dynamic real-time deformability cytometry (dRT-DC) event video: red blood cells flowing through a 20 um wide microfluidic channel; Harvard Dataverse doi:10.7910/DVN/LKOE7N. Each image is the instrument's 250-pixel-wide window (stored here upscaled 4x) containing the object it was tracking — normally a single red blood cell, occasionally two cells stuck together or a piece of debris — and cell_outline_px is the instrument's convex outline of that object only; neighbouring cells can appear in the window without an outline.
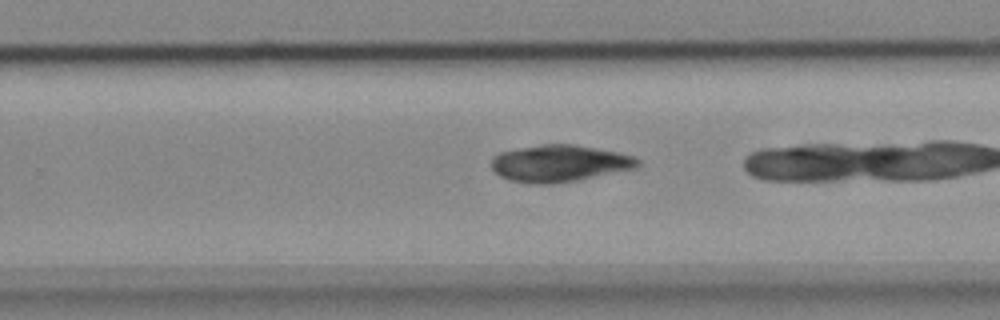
{"species": "common noctule bat (a hibernating species)", "species_latin": "Nyctalus noctula", "temperature_condition": "cold", "stored_images_in_passage": 16, "camera_frame_rate_fps": 3000, "um_per_image_px": 0.085, "animal": {"sex": "female", "body_mass_g": 18.4}, "frame": {"image": 1, "passage_image": 14, "time_ms": 4.333, "image_size_px": [1000, 320], "cell_outline_px": [[640, 164], [636, 168], [576, 180], [540, 184], [512, 180], [500, 176], [492, 168], [492, 156], [500, 152], [540, 144], [576, 144], [636, 156], [640, 160]], "centroid_in_image_um": [47.58, 13.86], "position_along_channel_um": 282.2, "area_um2": 31.04}}